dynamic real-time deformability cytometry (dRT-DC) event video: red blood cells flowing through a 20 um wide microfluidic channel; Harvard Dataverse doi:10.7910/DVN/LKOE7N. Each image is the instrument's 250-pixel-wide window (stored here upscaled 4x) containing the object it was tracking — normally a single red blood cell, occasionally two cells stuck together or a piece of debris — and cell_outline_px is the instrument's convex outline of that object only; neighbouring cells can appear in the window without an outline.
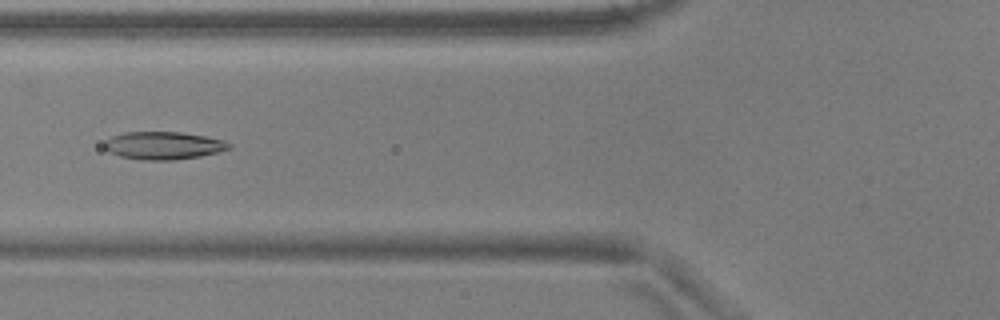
{"species": "common noctule bat (a hibernating species)", "species_latin": "Nyctalus noctula", "temperature_condition": "warm", "stored_images_in_passage": 48, "camera_frame_rate_fps": 3000, "um_per_image_px": 0.085, "animal": {"sex": "male", "body_mass_g": 17.9, "forearm_length_mm": 54.2}, "frame": {"image": 1, "passage_image": 14, "time_ms": 4.333, "image_size_px": [1000, 320], "cell_outline_px": [[232, 148], [200, 156], [172, 160], [144, 160], [120, 156], [108, 152], [104, 148], [104, 144], [112, 136], [124, 132], [180, 132], [204, 136], [224, 140], [232, 144]], "centroid_in_image_um": [13.89, 12.37], "position_along_channel_um": 111.9, "area_um2": 20.06}}
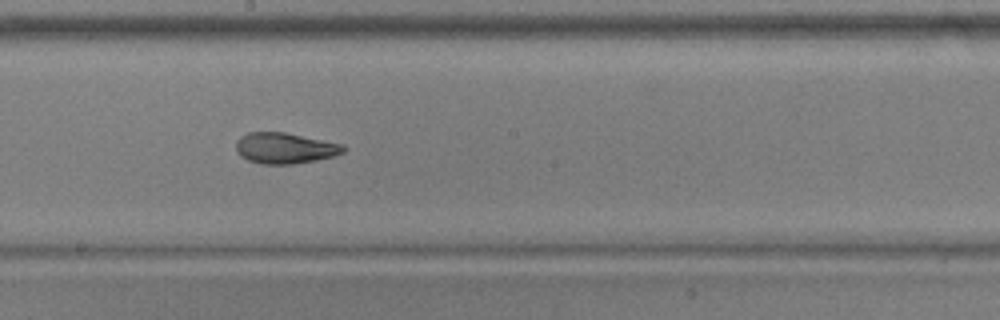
{"frame": {"image": 2, "passage_image": 23, "time_ms": 7.333, "image_size_px": [1000, 320], "cell_outline_px": [[348, 148], [344, 152], [336, 156], [316, 160], [292, 164], [260, 164], [248, 160], [240, 156], [236, 152], [236, 140], [240, 136], [248, 132], [284, 132], [344, 144]], "centroid_in_image_um": [24.23, 12.59], "position_along_channel_um": 224.0, "area_um2": 19.59}}
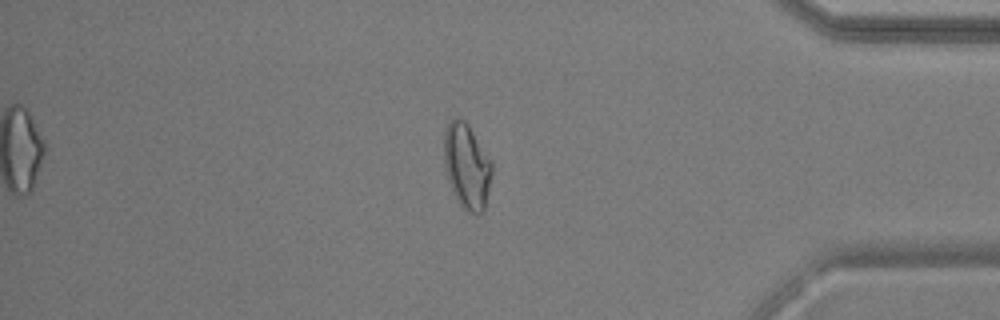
{"frame": {"image": 3, "passage_image": 39, "time_ms": 12.667, "image_size_px": [1000, 320], "cell_outline_px": [[492, 172], [484, 212], [476, 216], [468, 212], [460, 204], [452, 192], [448, 180], [444, 164], [444, 132], [448, 124], [456, 116], [460, 116], [468, 124], [492, 160]], "centroid_in_image_um": [39.69, 14.13], "position_along_channel_um": 395.5, "area_um2": 24.1}, "authors_computed_cell_mechanics": {"area_um2": 19.9988, "velocity_mm_per_s": 3.7257, "shape_relaxation_time_tau1_ms": null, "shape_relaxation_time_tau2_ms": 2.0519, "deformation_change_tau1": null, "deformation_change_tau2": 0.0829}}